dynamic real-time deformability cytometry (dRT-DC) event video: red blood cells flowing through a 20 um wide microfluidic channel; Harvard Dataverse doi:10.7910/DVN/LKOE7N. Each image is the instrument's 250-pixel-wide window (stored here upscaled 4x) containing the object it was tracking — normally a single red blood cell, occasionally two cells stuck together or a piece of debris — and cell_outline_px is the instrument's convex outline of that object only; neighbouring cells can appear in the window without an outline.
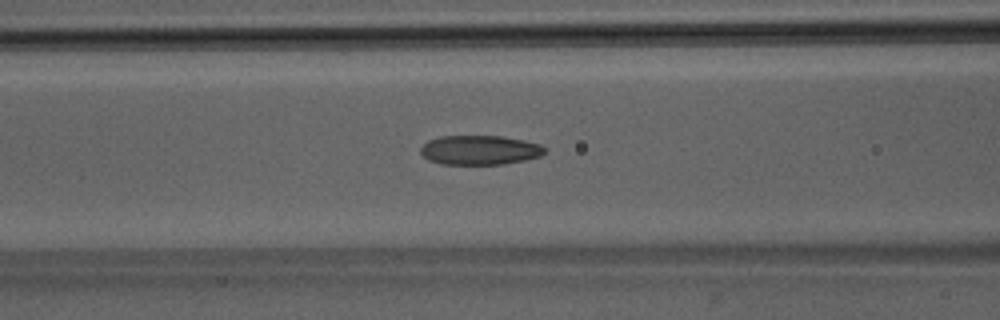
{"species": "Egyptian fruit bat (a non-hibernating species)", "species_latin": "Rousettus aegyptiacus", "temperature_condition": "room temperature", "stored_images_in_passage": 51, "camera_frame_rate_fps": 3000, "um_per_image_px": 0.085, "animal": {"sex": "male"}, "frame": {"image": 1, "passage_image": 21, "time_ms": 6.667, "image_size_px": [1000, 320], "cell_outline_px": [[544, 152], [540, 156], [524, 160], [504, 164], [440, 164], [428, 160], [420, 152], [420, 148], [428, 140], [440, 136], [504, 136], [524, 140], [540, 144], [544, 148]], "centroid_in_image_um": [40.75, 12.75], "position_along_channel_um": 125.8, "area_um2": 21.27}}
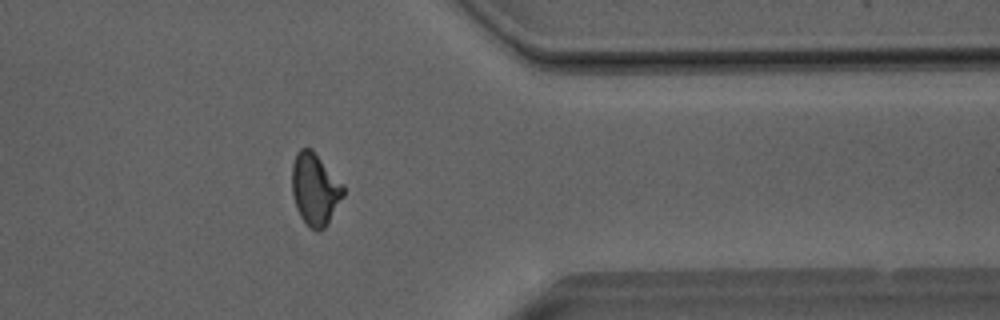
{"frame": {"image": 2, "passage_image": 41, "time_ms": 13.333, "image_size_px": [1000, 320], "cell_outline_px": [[344, 196], [324, 228], [320, 232], [316, 232], [308, 228], [300, 216], [296, 208], [292, 192], [292, 164], [296, 152], [300, 148], [312, 148], [344, 184]], "centroid_in_image_um": [26.77, 16.08], "position_along_channel_um": 384.6, "area_um2": 21.91}}
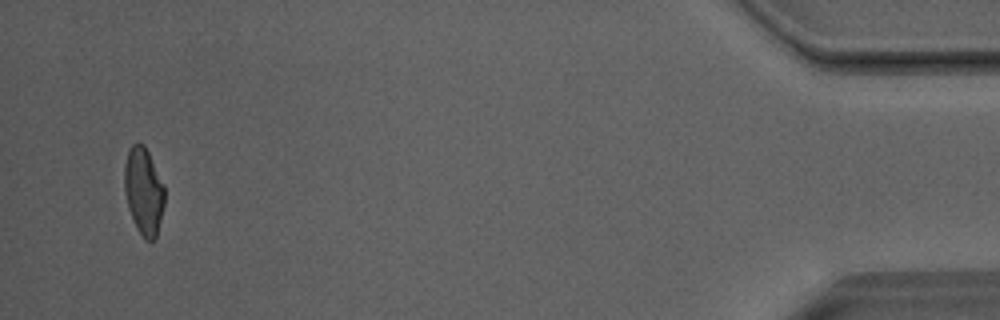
{"frame": {"image": 3, "passage_image": 49, "time_ms": 16.0, "image_size_px": [1000, 320], "cell_outline_px": [[164, 204], [156, 236], [152, 240], [144, 240], [136, 228], [128, 208], [124, 192], [124, 164], [128, 148], [132, 144], [144, 144], [164, 184]], "centroid_in_image_um": [12.19, 16.24], "position_along_channel_um": 423.0, "area_um2": 20.46}, "authors_computed_cell_mechanics": {"area_um2": 21.4438, "velocity_mm_per_s": 4.0617, "shape_relaxation_time_tau1_ms": 6.8671, "shape_relaxation_time_tau2_ms": 1.8528, "deformation_change_tau1": 0.1831, "deformation_change_tau2": 0.0852}}